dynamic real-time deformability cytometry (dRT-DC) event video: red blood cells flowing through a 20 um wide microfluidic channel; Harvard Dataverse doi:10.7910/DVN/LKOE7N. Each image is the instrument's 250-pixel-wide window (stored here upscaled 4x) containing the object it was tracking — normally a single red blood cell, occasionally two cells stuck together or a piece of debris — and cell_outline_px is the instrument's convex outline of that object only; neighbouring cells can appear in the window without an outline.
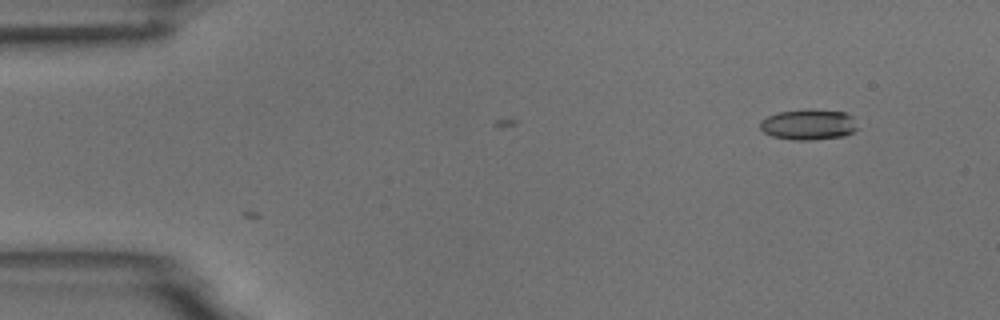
{"species": "common noctule bat (a hibernating species)", "species_latin": "Nyctalus noctula", "temperature_condition": "room temperature", "stored_images_in_passage": 3, "camera_frame_rate_fps": 3000, "um_per_image_px": 0.085, "animal": {"sex": "male", "body_mass_g": 18.8}, "frame": {"image": 1, "passage_image": 3, "time_ms": 2.333, "image_size_px": [1000, 320], "cell_outline_px": [[856, 128], [852, 132], [844, 136], [812, 140], [792, 140], [772, 136], [764, 132], [760, 128], [760, 120], [768, 116], [780, 112], [844, 112], [852, 116]], "centroid_in_image_um": [68.68, 10.65], "position_along_channel_um": 16.3, "area_um2": 16.47}}